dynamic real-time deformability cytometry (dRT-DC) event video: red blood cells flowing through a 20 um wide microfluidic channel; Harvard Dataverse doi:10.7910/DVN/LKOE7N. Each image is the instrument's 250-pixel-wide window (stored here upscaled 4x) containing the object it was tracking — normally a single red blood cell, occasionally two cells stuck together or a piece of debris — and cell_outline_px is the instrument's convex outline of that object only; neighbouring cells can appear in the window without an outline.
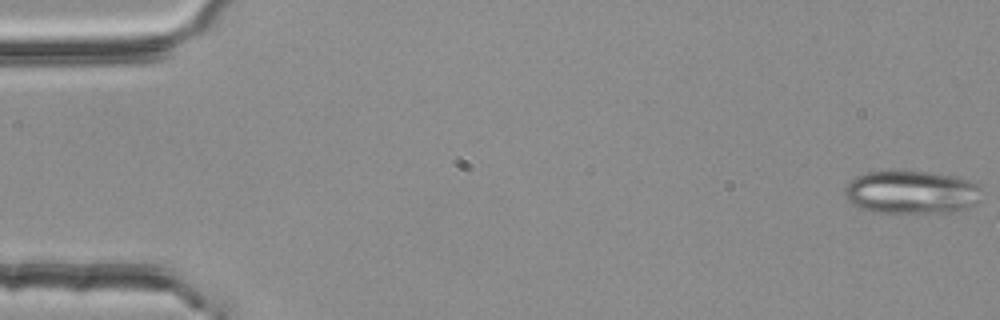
{"species": "common noctule bat (a hibernating species)", "species_latin": "Nyctalus noctula", "temperature_condition": "room temperature", "stored_images_in_passage": 44, "segment_of_instrument_passage": [1, 2], "camera_frame_rate_fps": 3000, "um_per_image_px": 0.085, "animal": {"sex": "female", "body_mass_g": 25.1}, "frame": {"image": 1, "passage_image": 1, "time_ms": 0.0, "image_size_px": [1000, 320], "cell_outline_px": [[980, 200], [964, 208], [948, 212], [872, 212], [860, 208], [852, 204], [844, 196], [844, 188], [856, 176], [868, 172], [924, 172], [956, 176], [976, 184], [980, 188]], "centroid_in_image_um": [77.43, 16.35], "position_along_channel_um": 7.6, "area_um2": 33.87}}